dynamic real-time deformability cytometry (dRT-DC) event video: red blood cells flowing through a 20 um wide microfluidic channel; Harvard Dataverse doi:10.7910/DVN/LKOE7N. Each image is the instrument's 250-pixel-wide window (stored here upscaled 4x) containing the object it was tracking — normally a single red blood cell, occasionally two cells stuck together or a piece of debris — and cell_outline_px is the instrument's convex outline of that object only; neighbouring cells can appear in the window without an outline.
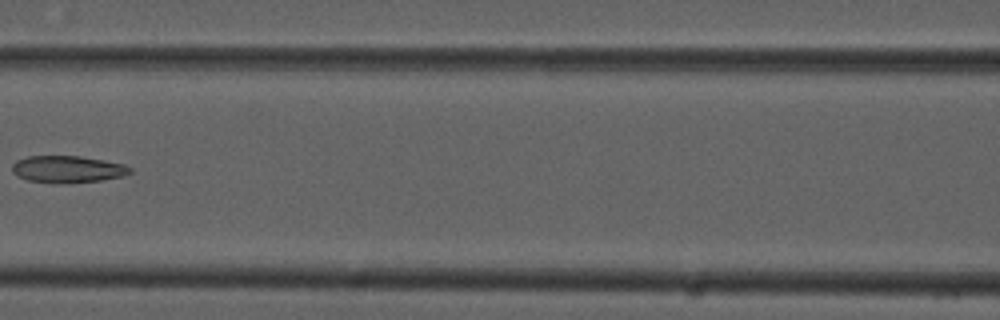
{"species": "common noctule bat (a hibernating species)", "species_latin": "Nyctalus noctula", "temperature_condition": "cold", "stored_images_in_passage": 5, "camera_frame_rate_fps": 3000, "um_per_image_px": 0.085, "animal": {"sex": "male", "forearm_length_mm": 52.5}, "frame": {"image": 1, "passage_image": 5, "time_ms": 1.333, "image_size_px": [1000, 320], "cell_outline_px": [[132, 172], [124, 176], [100, 180], [68, 184], [64, 184], [28, 180], [16, 176], [12, 172], [12, 164], [16, 160], [28, 156], [80, 156], [104, 160], [124, 164], [132, 168]], "centroid_in_image_um": [5.74, 14.39], "position_along_channel_um": 160.9, "area_um2": 18.73}}